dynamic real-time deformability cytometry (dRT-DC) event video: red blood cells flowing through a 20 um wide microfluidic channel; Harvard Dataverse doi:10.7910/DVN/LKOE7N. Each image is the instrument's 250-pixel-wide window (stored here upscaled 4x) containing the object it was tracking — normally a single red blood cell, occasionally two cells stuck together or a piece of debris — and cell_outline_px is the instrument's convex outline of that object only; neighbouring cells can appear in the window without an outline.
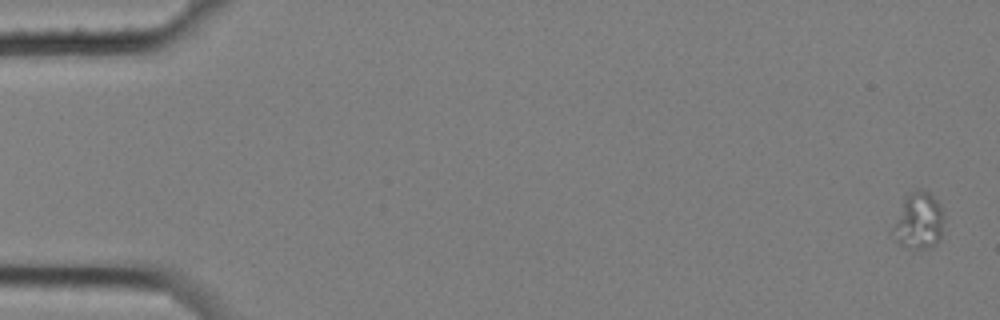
{"species": "common noctule bat (a hibernating species)", "species_latin": "Nyctalus noctula", "temperature_condition": "cold", "stored_images_in_passage": 6, "camera_frame_rate_fps": 3000, "um_per_image_px": 0.085, "animal": {"sex": "female", "body_mass_g": 25.1}, "frame": {"image": 1, "passage_image": 1, "time_ms": 0.0, "image_size_px": [1000, 320], "cell_outline_px": [[944, 220], [940, 240], [936, 244], [928, 248], [912, 248], [900, 244], [896, 240], [896, 224], [904, 196], [908, 192], [916, 188], [920, 188], [928, 192], [940, 204], [944, 216]], "centroid_in_image_um": [78.16, 18.73], "position_along_channel_um": 6.8, "area_um2": 16.47}}